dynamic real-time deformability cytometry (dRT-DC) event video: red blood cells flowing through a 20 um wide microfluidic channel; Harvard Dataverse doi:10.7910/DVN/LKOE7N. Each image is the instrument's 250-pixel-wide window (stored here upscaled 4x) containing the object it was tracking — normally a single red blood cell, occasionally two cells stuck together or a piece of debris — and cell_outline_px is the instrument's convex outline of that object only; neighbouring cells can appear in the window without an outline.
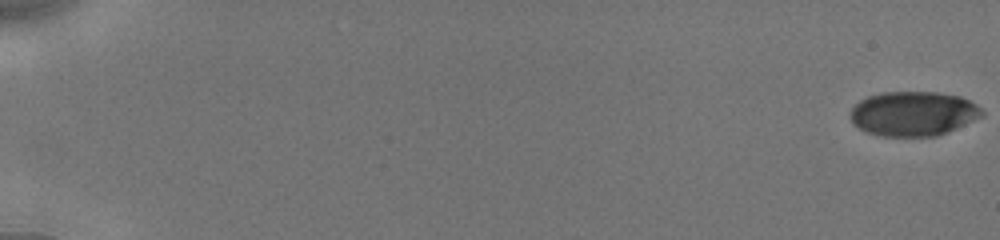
{"species": "human", "species_latin": "Homo sapiens", "temperature_condition": "cold", "stored_images_in_passage": 22, "camera_frame_rate_fps": 3000, "um_per_image_px": 0.085, "donor": {"sex": "male"}, "frame": {"image": 1, "passage_image": 1, "time_ms": 0.0, "image_size_px": [1000, 240], "cell_outline_px": [[984, 116], [948, 132], [936, 136], [880, 136], [868, 132], [852, 124], [852, 108], [860, 100], [868, 96], [880, 92], [936, 92], [960, 96], [976, 104], [984, 112]], "centroid_in_image_um": [77.66, 9.66], "position_along_channel_um": 7.3, "area_um2": 34.16}}
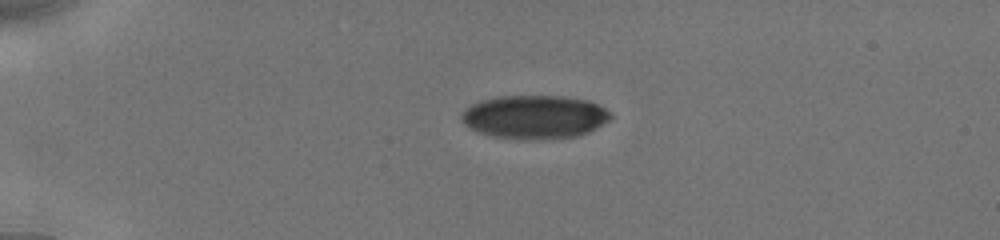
{"frame": {"image": 2, "passage_image": 15, "time_ms": 4.667, "image_size_px": [1000, 240], "cell_outline_px": [[612, 116], [608, 120], [596, 128], [588, 132], [576, 136], [552, 140], [516, 140], [492, 136], [480, 132], [464, 124], [460, 120], [460, 116], [472, 104], [496, 96], [564, 96], [588, 100], [612, 112]], "centroid_in_image_um": [45.46, 9.96], "position_along_channel_um": 39.5, "area_um2": 38.09}}